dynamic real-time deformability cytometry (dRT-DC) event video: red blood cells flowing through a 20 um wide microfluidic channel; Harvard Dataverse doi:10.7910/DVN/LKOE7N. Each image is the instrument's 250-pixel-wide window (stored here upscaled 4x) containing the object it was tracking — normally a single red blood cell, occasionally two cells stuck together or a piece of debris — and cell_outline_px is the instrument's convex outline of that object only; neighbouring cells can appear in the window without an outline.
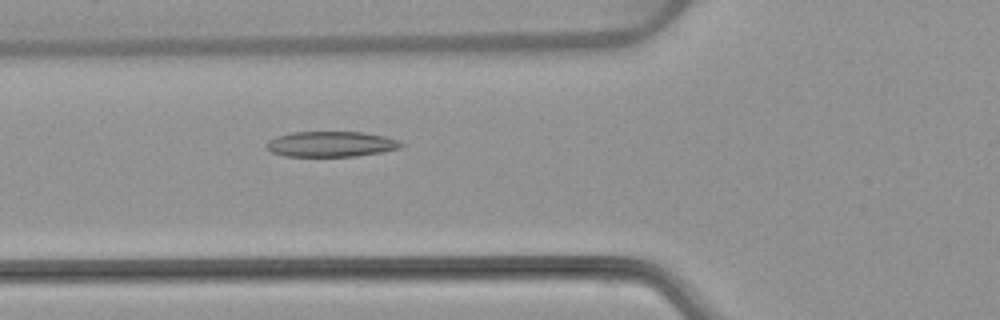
{"species": "common noctule bat (a hibernating species)", "species_latin": "Nyctalus noctula", "temperature_condition": "warm", "stored_images_in_passage": 50, "camera_frame_rate_fps": 3000, "um_per_image_px": 0.085, "animal": {"sex": "female", "body_mass_g": 22.7, "forearm_length_mm": 54.2}, "frame": {"image": 1, "passage_image": 20, "time_ms": 6.333, "image_size_px": [1000, 320], "cell_outline_px": [[404, 144], [400, 148], [380, 152], [356, 156], [284, 156], [272, 152], [268, 148], [268, 140], [276, 136], [292, 132], [364, 132], [384, 136], [396, 140]], "centroid_in_image_um": [28.13, 12.24], "position_along_channel_um": 97.7, "area_um2": 19.77}}
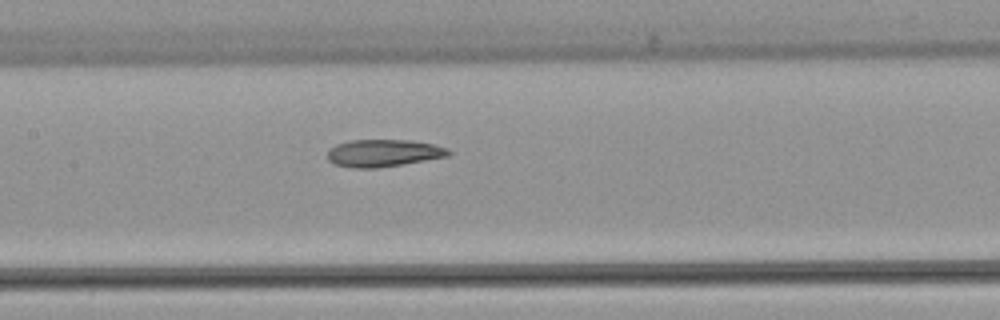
{"frame": {"image": 2, "passage_image": 26, "time_ms": 8.333, "image_size_px": [1000, 320], "cell_outline_px": [[452, 152], [448, 156], [376, 168], [352, 168], [332, 164], [328, 160], [328, 148], [336, 144], [348, 140], [412, 140], [432, 144], [448, 148]], "centroid_in_image_um": [32.54, 13.0], "position_along_channel_um": 174.9, "area_um2": 19.31}}
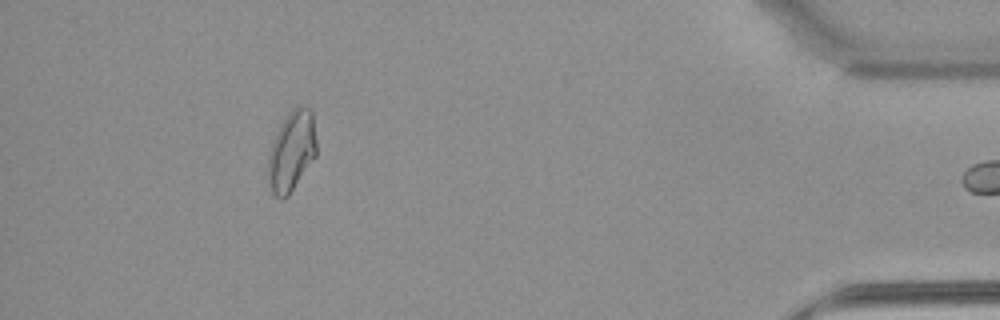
{"frame": {"image": 3, "passage_image": 49, "time_ms": 16.0, "image_size_px": [1000, 320], "cell_outline_px": [[316, 156], [288, 196], [284, 200], [280, 200], [272, 192], [268, 176], [268, 160], [272, 144], [288, 112], [296, 104], [312, 108], [316, 140]], "centroid_in_image_um": [24.82, 12.83], "position_along_channel_um": 410.4, "area_um2": 22.48}}